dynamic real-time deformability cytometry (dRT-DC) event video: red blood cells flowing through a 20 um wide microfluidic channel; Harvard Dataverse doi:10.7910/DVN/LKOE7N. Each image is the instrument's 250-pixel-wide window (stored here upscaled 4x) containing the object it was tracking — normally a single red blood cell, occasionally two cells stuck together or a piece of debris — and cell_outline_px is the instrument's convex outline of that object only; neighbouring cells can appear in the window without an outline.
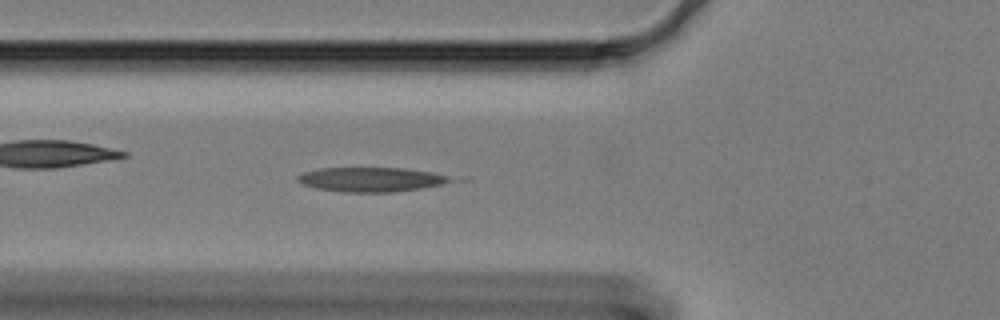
{"species": "Egyptian fruit bat (a non-hibernating species)", "species_latin": "Rousettus aegyptiacus", "temperature_condition": "cold", "stored_images_in_passage": 53, "camera_frame_rate_fps": 3000, "um_per_image_px": 0.085, "animal": {"sex": "female"}, "frame": {"image": 1, "passage_image": 21, "time_ms": 6.667, "image_size_px": [1000, 320], "cell_outline_px": [[472, 180], [424, 188], [392, 192], [340, 192], [316, 188], [304, 184], [296, 180], [296, 176], [304, 172], [320, 168], [404, 168], [432, 172]], "centroid_in_image_um": [31.78, 15.26], "position_along_channel_um": 94.0, "area_um2": 22.54}}
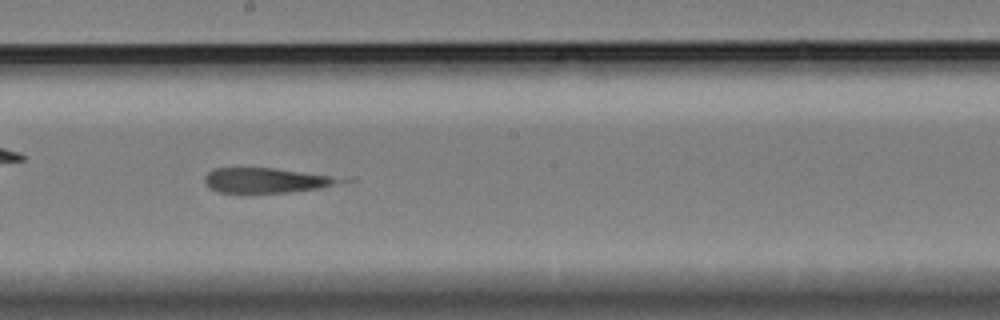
{"frame": {"image": 2, "passage_image": 33, "time_ms": 10.667, "image_size_px": [1000, 320], "cell_outline_px": [[356, 180], [316, 188], [288, 192], [220, 192], [212, 188], [204, 180], [204, 176], [212, 168], [276, 168]], "centroid_in_image_um": [22.65, 15.31], "position_along_channel_um": 225.5, "area_um2": 19.36}}
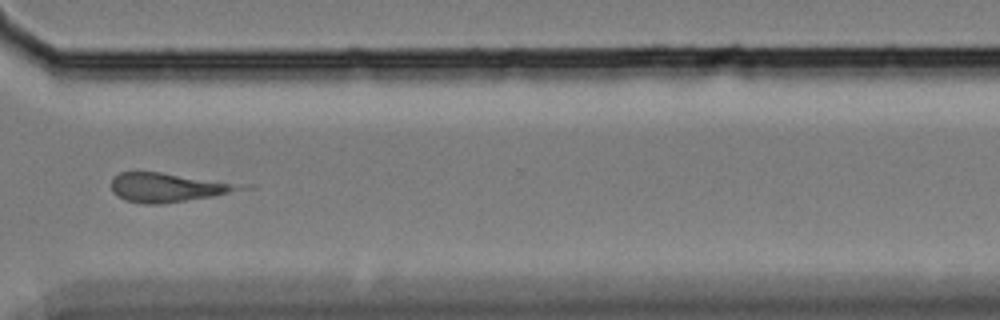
{"frame": {"image": 3, "passage_image": 45, "time_ms": 14.667, "image_size_px": [1000, 320], "cell_outline_px": [[256, 188], [212, 196], [164, 204], [144, 204], [124, 200], [112, 188], [112, 180], [120, 172], [160, 172], [256, 184]], "centroid_in_image_um": [14.53, 15.92], "position_along_channel_um": 356.1, "area_um2": 22.54}}